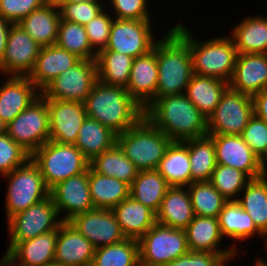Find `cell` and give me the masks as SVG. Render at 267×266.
Instances as JSON below:
<instances>
[{
    "mask_svg": "<svg viewBox=\"0 0 267 266\" xmlns=\"http://www.w3.org/2000/svg\"><path fill=\"white\" fill-rule=\"evenodd\" d=\"M51 196L12 216L7 221L9 251L16 243L58 230L63 222Z\"/></svg>",
    "mask_w": 267,
    "mask_h": 266,
    "instance_id": "11",
    "label": "cell"
},
{
    "mask_svg": "<svg viewBox=\"0 0 267 266\" xmlns=\"http://www.w3.org/2000/svg\"><path fill=\"white\" fill-rule=\"evenodd\" d=\"M134 58L110 51L101 50L97 53V77L103 84L126 88Z\"/></svg>",
    "mask_w": 267,
    "mask_h": 266,
    "instance_id": "37",
    "label": "cell"
},
{
    "mask_svg": "<svg viewBox=\"0 0 267 266\" xmlns=\"http://www.w3.org/2000/svg\"><path fill=\"white\" fill-rule=\"evenodd\" d=\"M140 266H164L189 252L185 230L155 223L139 240Z\"/></svg>",
    "mask_w": 267,
    "mask_h": 266,
    "instance_id": "8",
    "label": "cell"
},
{
    "mask_svg": "<svg viewBox=\"0 0 267 266\" xmlns=\"http://www.w3.org/2000/svg\"><path fill=\"white\" fill-rule=\"evenodd\" d=\"M7 78L0 87V119L5 125L41 95L28 77Z\"/></svg>",
    "mask_w": 267,
    "mask_h": 266,
    "instance_id": "22",
    "label": "cell"
},
{
    "mask_svg": "<svg viewBox=\"0 0 267 266\" xmlns=\"http://www.w3.org/2000/svg\"><path fill=\"white\" fill-rule=\"evenodd\" d=\"M254 114L267 123V88L253 97Z\"/></svg>",
    "mask_w": 267,
    "mask_h": 266,
    "instance_id": "51",
    "label": "cell"
},
{
    "mask_svg": "<svg viewBox=\"0 0 267 266\" xmlns=\"http://www.w3.org/2000/svg\"><path fill=\"white\" fill-rule=\"evenodd\" d=\"M117 134L99 121L86 117L79 130L75 146L90 162L116 143Z\"/></svg>",
    "mask_w": 267,
    "mask_h": 266,
    "instance_id": "34",
    "label": "cell"
},
{
    "mask_svg": "<svg viewBox=\"0 0 267 266\" xmlns=\"http://www.w3.org/2000/svg\"><path fill=\"white\" fill-rule=\"evenodd\" d=\"M46 266H64V265H62V264H60V263L52 262V263H49V264L46 265Z\"/></svg>",
    "mask_w": 267,
    "mask_h": 266,
    "instance_id": "58",
    "label": "cell"
},
{
    "mask_svg": "<svg viewBox=\"0 0 267 266\" xmlns=\"http://www.w3.org/2000/svg\"><path fill=\"white\" fill-rule=\"evenodd\" d=\"M31 159L39 167L49 190L89 168V161L75 145L59 144L51 140L38 148Z\"/></svg>",
    "mask_w": 267,
    "mask_h": 266,
    "instance_id": "6",
    "label": "cell"
},
{
    "mask_svg": "<svg viewBox=\"0 0 267 266\" xmlns=\"http://www.w3.org/2000/svg\"><path fill=\"white\" fill-rule=\"evenodd\" d=\"M50 196L58 214L64 212L62 221H68L77 214L95 209L90 194L88 169L58 183L50 190Z\"/></svg>",
    "mask_w": 267,
    "mask_h": 266,
    "instance_id": "17",
    "label": "cell"
},
{
    "mask_svg": "<svg viewBox=\"0 0 267 266\" xmlns=\"http://www.w3.org/2000/svg\"><path fill=\"white\" fill-rule=\"evenodd\" d=\"M31 155L6 132L0 134V176L23 166Z\"/></svg>",
    "mask_w": 267,
    "mask_h": 266,
    "instance_id": "44",
    "label": "cell"
},
{
    "mask_svg": "<svg viewBox=\"0 0 267 266\" xmlns=\"http://www.w3.org/2000/svg\"><path fill=\"white\" fill-rule=\"evenodd\" d=\"M185 232L190 251L219 253L225 260H234L238 255L236 245L225 249L220 247L224 237L221 234L218 218L194 216Z\"/></svg>",
    "mask_w": 267,
    "mask_h": 266,
    "instance_id": "19",
    "label": "cell"
},
{
    "mask_svg": "<svg viewBox=\"0 0 267 266\" xmlns=\"http://www.w3.org/2000/svg\"><path fill=\"white\" fill-rule=\"evenodd\" d=\"M89 167L96 173L114 177L131 185L139 170L123 153L117 143L111 148L94 157Z\"/></svg>",
    "mask_w": 267,
    "mask_h": 266,
    "instance_id": "35",
    "label": "cell"
},
{
    "mask_svg": "<svg viewBox=\"0 0 267 266\" xmlns=\"http://www.w3.org/2000/svg\"><path fill=\"white\" fill-rule=\"evenodd\" d=\"M98 81L96 60L80 59L42 92L45 99L84 102Z\"/></svg>",
    "mask_w": 267,
    "mask_h": 266,
    "instance_id": "12",
    "label": "cell"
},
{
    "mask_svg": "<svg viewBox=\"0 0 267 266\" xmlns=\"http://www.w3.org/2000/svg\"><path fill=\"white\" fill-rule=\"evenodd\" d=\"M90 194L94 208L112 210L130 196V185L114 177L94 172L88 168Z\"/></svg>",
    "mask_w": 267,
    "mask_h": 266,
    "instance_id": "33",
    "label": "cell"
},
{
    "mask_svg": "<svg viewBox=\"0 0 267 266\" xmlns=\"http://www.w3.org/2000/svg\"><path fill=\"white\" fill-rule=\"evenodd\" d=\"M103 5L92 2L65 3L59 7L60 17L62 20L85 25L104 9Z\"/></svg>",
    "mask_w": 267,
    "mask_h": 266,
    "instance_id": "46",
    "label": "cell"
},
{
    "mask_svg": "<svg viewBox=\"0 0 267 266\" xmlns=\"http://www.w3.org/2000/svg\"><path fill=\"white\" fill-rule=\"evenodd\" d=\"M6 132V125L0 119V134Z\"/></svg>",
    "mask_w": 267,
    "mask_h": 266,
    "instance_id": "57",
    "label": "cell"
},
{
    "mask_svg": "<svg viewBox=\"0 0 267 266\" xmlns=\"http://www.w3.org/2000/svg\"><path fill=\"white\" fill-rule=\"evenodd\" d=\"M95 248L68 221L57 230L54 262L64 266H91Z\"/></svg>",
    "mask_w": 267,
    "mask_h": 266,
    "instance_id": "20",
    "label": "cell"
},
{
    "mask_svg": "<svg viewBox=\"0 0 267 266\" xmlns=\"http://www.w3.org/2000/svg\"><path fill=\"white\" fill-rule=\"evenodd\" d=\"M105 8L104 5V9L84 25L90 45L96 53L107 46L110 28L114 20L110 12L107 14Z\"/></svg>",
    "mask_w": 267,
    "mask_h": 266,
    "instance_id": "45",
    "label": "cell"
},
{
    "mask_svg": "<svg viewBox=\"0 0 267 266\" xmlns=\"http://www.w3.org/2000/svg\"><path fill=\"white\" fill-rule=\"evenodd\" d=\"M195 216L218 218L227 200L209 182H193L187 186Z\"/></svg>",
    "mask_w": 267,
    "mask_h": 266,
    "instance_id": "42",
    "label": "cell"
},
{
    "mask_svg": "<svg viewBox=\"0 0 267 266\" xmlns=\"http://www.w3.org/2000/svg\"><path fill=\"white\" fill-rule=\"evenodd\" d=\"M57 230L16 243L9 251L23 266H46L54 262Z\"/></svg>",
    "mask_w": 267,
    "mask_h": 266,
    "instance_id": "30",
    "label": "cell"
},
{
    "mask_svg": "<svg viewBox=\"0 0 267 266\" xmlns=\"http://www.w3.org/2000/svg\"><path fill=\"white\" fill-rule=\"evenodd\" d=\"M183 24L173 26L188 42L192 56L193 72L230 82L238 52L231 37H216L201 41Z\"/></svg>",
    "mask_w": 267,
    "mask_h": 266,
    "instance_id": "4",
    "label": "cell"
},
{
    "mask_svg": "<svg viewBox=\"0 0 267 266\" xmlns=\"http://www.w3.org/2000/svg\"><path fill=\"white\" fill-rule=\"evenodd\" d=\"M6 133L30 155L49 141L47 99L40 95L8 125Z\"/></svg>",
    "mask_w": 267,
    "mask_h": 266,
    "instance_id": "9",
    "label": "cell"
},
{
    "mask_svg": "<svg viewBox=\"0 0 267 266\" xmlns=\"http://www.w3.org/2000/svg\"><path fill=\"white\" fill-rule=\"evenodd\" d=\"M253 115V98L228 87L207 119L208 135H242Z\"/></svg>",
    "mask_w": 267,
    "mask_h": 266,
    "instance_id": "10",
    "label": "cell"
},
{
    "mask_svg": "<svg viewBox=\"0 0 267 266\" xmlns=\"http://www.w3.org/2000/svg\"><path fill=\"white\" fill-rule=\"evenodd\" d=\"M55 44L80 59L96 60L97 53L90 45L84 25L61 19Z\"/></svg>",
    "mask_w": 267,
    "mask_h": 266,
    "instance_id": "41",
    "label": "cell"
},
{
    "mask_svg": "<svg viewBox=\"0 0 267 266\" xmlns=\"http://www.w3.org/2000/svg\"><path fill=\"white\" fill-rule=\"evenodd\" d=\"M191 163L188 154V140L171 142L161 159L157 171L170 187H187L191 184Z\"/></svg>",
    "mask_w": 267,
    "mask_h": 266,
    "instance_id": "29",
    "label": "cell"
},
{
    "mask_svg": "<svg viewBox=\"0 0 267 266\" xmlns=\"http://www.w3.org/2000/svg\"><path fill=\"white\" fill-rule=\"evenodd\" d=\"M111 2V8L114 9L116 19L129 20H150L148 13L149 2L147 0H108ZM148 6V7H147Z\"/></svg>",
    "mask_w": 267,
    "mask_h": 266,
    "instance_id": "49",
    "label": "cell"
},
{
    "mask_svg": "<svg viewBox=\"0 0 267 266\" xmlns=\"http://www.w3.org/2000/svg\"><path fill=\"white\" fill-rule=\"evenodd\" d=\"M265 250L267 251V236H266V240H265Z\"/></svg>",
    "mask_w": 267,
    "mask_h": 266,
    "instance_id": "60",
    "label": "cell"
},
{
    "mask_svg": "<svg viewBox=\"0 0 267 266\" xmlns=\"http://www.w3.org/2000/svg\"><path fill=\"white\" fill-rule=\"evenodd\" d=\"M49 110V140L75 145L79 130L87 117L83 102L47 99Z\"/></svg>",
    "mask_w": 267,
    "mask_h": 266,
    "instance_id": "16",
    "label": "cell"
},
{
    "mask_svg": "<svg viewBox=\"0 0 267 266\" xmlns=\"http://www.w3.org/2000/svg\"><path fill=\"white\" fill-rule=\"evenodd\" d=\"M12 23L8 22L0 15V63L3 60V56L5 53V48L7 44V38L10 31V27Z\"/></svg>",
    "mask_w": 267,
    "mask_h": 266,
    "instance_id": "52",
    "label": "cell"
},
{
    "mask_svg": "<svg viewBox=\"0 0 267 266\" xmlns=\"http://www.w3.org/2000/svg\"><path fill=\"white\" fill-rule=\"evenodd\" d=\"M60 11L52 0L32 11L18 24L41 46L54 45L60 23Z\"/></svg>",
    "mask_w": 267,
    "mask_h": 266,
    "instance_id": "26",
    "label": "cell"
},
{
    "mask_svg": "<svg viewBox=\"0 0 267 266\" xmlns=\"http://www.w3.org/2000/svg\"><path fill=\"white\" fill-rule=\"evenodd\" d=\"M126 238L139 240L155 223L156 213L131 196L112 209Z\"/></svg>",
    "mask_w": 267,
    "mask_h": 266,
    "instance_id": "25",
    "label": "cell"
},
{
    "mask_svg": "<svg viewBox=\"0 0 267 266\" xmlns=\"http://www.w3.org/2000/svg\"><path fill=\"white\" fill-rule=\"evenodd\" d=\"M169 187L157 170L139 171L130 185V196L157 213Z\"/></svg>",
    "mask_w": 267,
    "mask_h": 266,
    "instance_id": "36",
    "label": "cell"
},
{
    "mask_svg": "<svg viewBox=\"0 0 267 266\" xmlns=\"http://www.w3.org/2000/svg\"><path fill=\"white\" fill-rule=\"evenodd\" d=\"M68 222L87 238L95 249L116 244L126 238L112 210L95 208L75 215Z\"/></svg>",
    "mask_w": 267,
    "mask_h": 266,
    "instance_id": "15",
    "label": "cell"
},
{
    "mask_svg": "<svg viewBox=\"0 0 267 266\" xmlns=\"http://www.w3.org/2000/svg\"><path fill=\"white\" fill-rule=\"evenodd\" d=\"M191 183L210 181L216 167L215 146L210 135L188 140Z\"/></svg>",
    "mask_w": 267,
    "mask_h": 266,
    "instance_id": "39",
    "label": "cell"
},
{
    "mask_svg": "<svg viewBox=\"0 0 267 266\" xmlns=\"http://www.w3.org/2000/svg\"><path fill=\"white\" fill-rule=\"evenodd\" d=\"M241 136L260 159L267 152V123L255 114L250 118Z\"/></svg>",
    "mask_w": 267,
    "mask_h": 266,
    "instance_id": "47",
    "label": "cell"
},
{
    "mask_svg": "<svg viewBox=\"0 0 267 266\" xmlns=\"http://www.w3.org/2000/svg\"><path fill=\"white\" fill-rule=\"evenodd\" d=\"M218 222L222 236L229 237L234 242L240 243L254 235L266 240V237L256 228L250 215L237 201H227L224 204L218 215Z\"/></svg>",
    "mask_w": 267,
    "mask_h": 266,
    "instance_id": "32",
    "label": "cell"
},
{
    "mask_svg": "<svg viewBox=\"0 0 267 266\" xmlns=\"http://www.w3.org/2000/svg\"><path fill=\"white\" fill-rule=\"evenodd\" d=\"M194 216L187 187H169L156 213V223L185 230Z\"/></svg>",
    "mask_w": 267,
    "mask_h": 266,
    "instance_id": "27",
    "label": "cell"
},
{
    "mask_svg": "<svg viewBox=\"0 0 267 266\" xmlns=\"http://www.w3.org/2000/svg\"><path fill=\"white\" fill-rule=\"evenodd\" d=\"M41 48L19 24H12L3 60L0 63V74L28 77Z\"/></svg>",
    "mask_w": 267,
    "mask_h": 266,
    "instance_id": "14",
    "label": "cell"
},
{
    "mask_svg": "<svg viewBox=\"0 0 267 266\" xmlns=\"http://www.w3.org/2000/svg\"><path fill=\"white\" fill-rule=\"evenodd\" d=\"M158 39H154L150 20L114 18L105 49L137 58L150 52Z\"/></svg>",
    "mask_w": 267,
    "mask_h": 266,
    "instance_id": "13",
    "label": "cell"
},
{
    "mask_svg": "<svg viewBox=\"0 0 267 266\" xmlns=\"http://www.w3.org/2000/svg\"><path fill=\"white\" fill-rule=\"evenodd\" d=\"M225 261L219 253L189 251L164 266H221Z\"/></svg>",
    "mask_w": 267,
    "mask_h": 266,
    "instance_id": "50",
    "label": "cell"
},
{
    "mask_svg": "<svg viewBox=\"0 0 267 266\" xmlns=\"http://www.w3.org/2000/svg\"><path fill=\"white\" fill-rule=\"evenodd\" d=\"M171 142L145 115L116 137V143L139 171L157 170Z\"/></svg>",
    "mask_w": 267,
    "mask_h": 266,
    "instance_id": "5",
    "label": "cell"
},
{
    "mask_svg": "<svg viewBox=\"0 0 267 266\" xmlns=\"http://www.w3.org/2000/svg\"><path fill=\"white\" fill-rule=\"evenodd\" d=\"M229 87L251 97L267 88V54H238Z\"/></svg>",
    "mask_w": 267,
    "mask_h": 266,
    "instance_id": "21",
    "label": "cell"
},
{
    "mask_svg": "<svg viewBox=\"0 0 267 266\" xmlns=\"http://www.w3.org/2000/svg\"><path fill=\"white\" fill-rule=\"evenodd\" d=\"M238 54H267V17L247 16L231 30Z\"/></svg>",
    "mask_w": 267,
    "mask_h": 266,
    "instance_id": "28",
    "label": "cell"
},
{
    "mask_svg": "<svg viewBox=\"0 0 267 266\" xmlns=\"http://www.w3.org/2000/svg\"><path fill=\"white\" fill-rule=\"evenodd\" d=\"M80 60L75 54L56 44L44 46L29 74V80L42 92L56 77L67 71Z\"/></svg>",
    "mask_w": 267,
    "mask_h": 266,
    "instance_id": "23",
    "label": "cell"
},
{
    "mask_svg": "<svg viewBox=\"0 0 267 266\" xmlns=\"http://www.w3.org/2000/svg\"><path fill=\"white\" fill-rule=\"evenodd\" d=\"M164 35L156 42L158 65L156 95L143 108L144 112L158 98L184 94L194 74L189 42L174 27Z\"/></svg>",
    "mask_w": 267,
    "mask_h": 266,
    "instance_id": "1",
    "label": "cell"
},
{
    "mask_svg": "<svg viewBox=\"0 0 267 266\" xmlns=\"http://www.w3.org/2000/svg\"><path fill=\"white\" fill-rule=\"evenodd\" d=\"M260 167L262 171V176L267 177V152L260 159Z\"/></svg>",
    "mask_w": 267,
    "mask_h": 266,
    "instance_id": "55",
    "label": "cell"
},
{
    "mask_svg": "<svg viewBox=\"0 0 267 266\" xmlns=\"http://www.w3.org/2000/svg\"><path fill=\"white\" fill-rule=\"evenodd\" d=\"M228 87L224 80L193 74L184 94L208 119Z\"/></svg>",
    "mask_w": 267,
    "mask_h": 266,
    "instance_id": "31",
    "label": "cell"
},
{
    "mask_svg": "<svg viewBox=\"0 0 267 266\" xmlns=\"http://www.w3.org/2000/svg\"><path fill=\"white\" fill-rule=\"evenodd\" d=\"M254 266H267V261H264V259H261L260 257L255 260Z\"/></svg>",
    "mask_w": 267,
    "mask_h": 266,
    "instance_id": "56",
    "label": "cell"
},
{
    "mask_svg": "<svg viewBox=\"0 0 267 266\" xmlns=\"http://www.w3.org/2000/svg\"><path fill=\"white\" fill-rule=\"evenodd\" d=\"M2 177L8 181L5 197L7 221L50 196L40 169L31 158L23 166Z\"/></svg>",
    "mask_w": 267,
    "mask_h": 266,
    "instance_id": "7",
    "label": "cell"
},
{
    "mask_svg": "<svg viewBox=\"0 0 267 266\" xmlns=\"http://www.w3.org/2000/svg\"><path fill=\"white\" fill-rule=\"evenodd\" d=\"M54 2V4L59 8L62 4L65 3H77V2H92V3H101L104 2L102 0V2H100L101 0H52Z\"/></svg>",
    "mask_w": 267,
    "mask_h": 266,
    "instance_id": "54",
    "label": "cell"
},
{
    "mask_svg": "<svg viewBox=\"0 0 267 266\" xmlns=\"http://www.w3.org/2000/svg\"><path fill=\"white\" fill-rule=\"evenodd\" d=\"M158 83V65L156 43L145 55L133 60L128 85V93L144 108L156 95Z\"/></svg>",
    "mask_w": 267,
    "mask_h": 266,
    "instance_id": "24",
    "label": "cell"
},
{
    "mask_svg": "<svg viewBox=\"0 0 267 266\" xmlns=\"http://www.w3.org/2000/svg\"><path fill=\"white\" fill-rule=\"evenodd\" d=\"M84 107L87 117L99 121L116 134L134 126L143 116V107L124 87L110 86L97 81Z\"/></svg>",
    "mask_w": 267,
    "mask_h": 266,
    "instance_id": "3",
    "label": "cell"
},
{
    "mask_svg": "<svg viewBox=\"0 0 267 266\" xmlns=\"http://www.w3.org/2000/svg\"><path fill=\"white\" fill-rule=\"evenodd\" d=\"M144 115L172 142H184L208 134L207 118L185 94L158 98Z\"/></svg>",
    "mask_w": 267,
    "mask_h": 266,
    "instance_id": "2",
    "label": "cell"
},
{
    "mask_svg": "<svg viewBox=\"0 0 267 266\" xmlns=\"http://www.w3.org/2000/svg\"><path fill=\"white\" fill-rule=\"evenodd\" d=\"M237 202L250 215L256 228L267 236V177L252 179Z\"/></svg>",
    "mask_w": 267,
    "mask_h": 266,
    "instance_id": "38",
    "label": "cell"
},
{
    "mask_svg": "<svg viewBox=\"0 0 267 266\" xmlns=\"http://www.w3.org/2000/svg\"><path fill=\"white\" fill-rule=\"evenodd\" d=\"M229 261H233V260L232 259L226 260L221 266H228V265H226V263H228Z\"/></svg>",
    "mask_w": 267,
    "mask_h": 266,
    "instance_id": "59",
    "label": "cell"
},
{
    "mask_svg": "<svg viewBox=\"0 0 267 266\" xmlns=\"http://www.w3.org/2000/svg\"><path fill=\"white\" fill-rule=\"evenodd\" d=\"M48 0H0V15L12 24H18L32 11Z\"/></svg>",
    "mask_w": 267,
    "mask_h": 266,
    "instance_id": "48",
    "label": "cell"
},
{
    "mask_svg": "<svg viewBox=\"0 0 267 266\" xmlns=\"http://www.w3.org/2000/svg\"><path fill=\"white\" fill-rule=\"evenodd\" d=\"M215 146L216 164L233 167L251 179L262 177L260 158L244 142L241 135L211 134Z\"/></svg>",
    "mask_w": 267,
    "mask_h": 266,
    "instance_id": "18",
    "label": "cell"
},
{
    "mask_svg": "<svg viewBox=\"0 0 267 266\" xmlns=\"http://www.w3.org/2000/svg\"><path fill=\"white\" fill-rule=\"evenodd\" d=\"M91 266H140L139 243L136 239L96 248Z\"/></svg>",
    "mask_w": 267,
    "mask_h": 266,
    "instance_id": "40",
    "label": "cell"
},
{
    "mask_svg": "<svg viewBox=\"0 0 267 266\" xmlns=\"http://www.w3.org/2000/svg\"><path fill=\"white\" fill-rule=\"evenodd\" d=\"M0 266H23L12 254L10 251H6L3 255Z\"/></svg>",
    "mask_w": 267,
    "mask_h": 266,
    "instance_id": "53",
    "label": "cell"
},
{
    "mask_svg": "<svg viewBox=\"0 0 267 266\" xmlns=\"http://www.w3.org/2000/svg\"><path fill=\"white\" fill-rule=\"evenodd\" d=\"M251 180L246 173L240 170L216 164L209 182L227 201H237Z\"/></svg>",
    "mask_w": 267,
    "mask_h": 266,
    "instance_id": "43",
    "label": "cell"
}]
</instances>
